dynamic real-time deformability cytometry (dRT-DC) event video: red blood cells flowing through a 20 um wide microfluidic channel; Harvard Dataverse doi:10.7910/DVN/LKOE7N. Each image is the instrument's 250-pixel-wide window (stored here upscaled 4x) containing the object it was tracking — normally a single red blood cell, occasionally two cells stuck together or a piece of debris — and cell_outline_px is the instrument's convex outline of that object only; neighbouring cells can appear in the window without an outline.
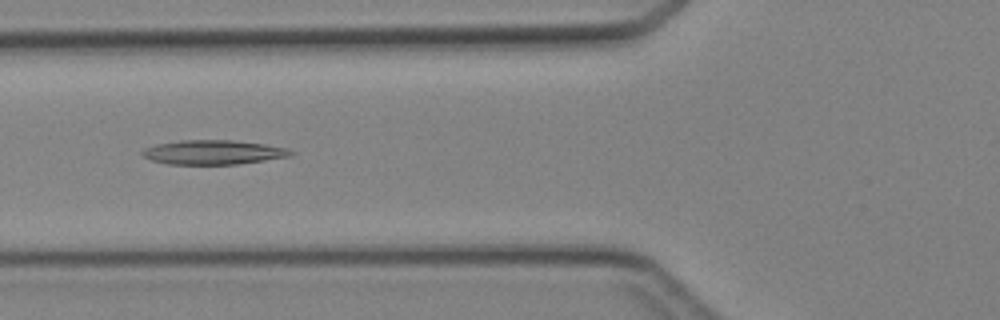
{"species": "Egyptian fruit bat (a non-hibernating species)", "species_latin": "Rousettus aegyptiacus", "temperature_condition": "cold", "stored_images_in_passage": 35, "camera_frame_rate_fps": 3000, "um_per_image_px": 0.085, "animal": {"sex": "female"}, "frame": {"image": 1, "passage_image": 7, "time_ms": 2.0, "image_size_px": [1000, 320], "cell_outline_px": [[296, 152], [292, 156], [236, 164], [168, 164], [152, 160], [144, 156], [140, 152], [144, 148], [156, 144], [180, 140], [232, 140], [264, 144], [288, 148]], "centroid_in_image_um": [18.14, 12.94], "position_along_channel_um": 107.7, "area_um2": 21.04}}
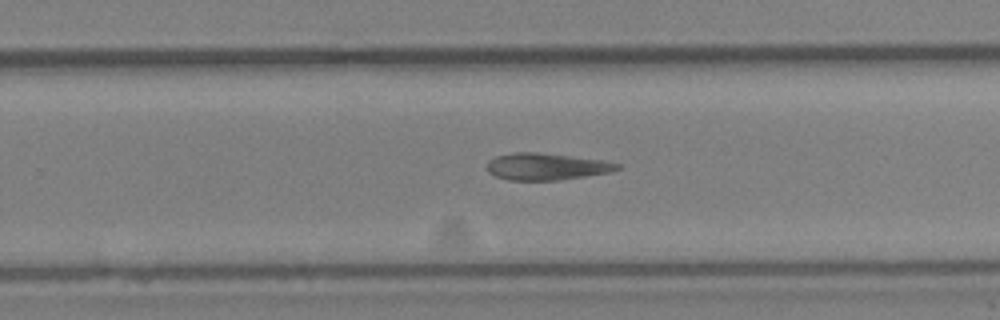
{"frame": {"image": 2, "passage_image": 19, "time_ms": 6.0, "image_size_px": [1000, 320], "cell_outline_px": [[620, 168], [608, 172], [584, 176], [556, 180], [508, 180], [496, 176], [488, 172], [488, 160], [496, 156], [512, 152], [536, 152], [600, 160], [620, 164]], "centroid_in_image_um": [46.37, 14.15], "position_along_channel_um": 283.4, "area_um2": 20.0}}
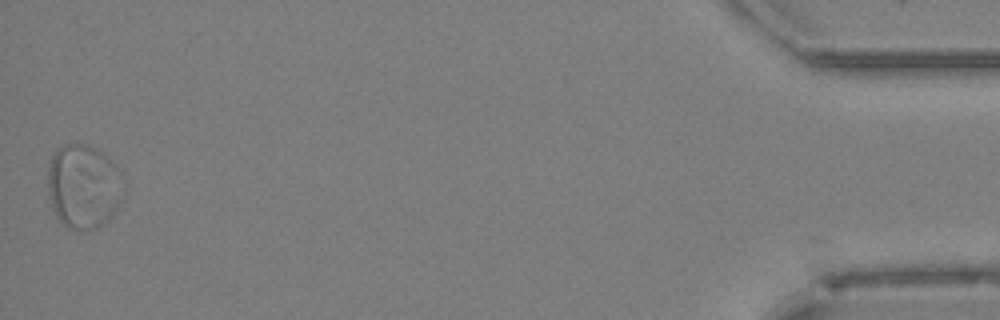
{"frame": {"image": 3, "passage_image": 35, "time_ms": 11.333, "image_size_px": [1000, 320], "cell_outline_px": [[124, 192], [112, 216], [108, 220], [96, 228], [68, 228], [56, 216], [52, 208], [48, 192], [48, 168], [52, 156], [56, 148], [64, 144], [88, 144], [96, 148], [120, 172]], "centroid_in_image_um": [7.07, 15.83], "position_along_channel_um": 428.1, "area_um2": 36.76}}